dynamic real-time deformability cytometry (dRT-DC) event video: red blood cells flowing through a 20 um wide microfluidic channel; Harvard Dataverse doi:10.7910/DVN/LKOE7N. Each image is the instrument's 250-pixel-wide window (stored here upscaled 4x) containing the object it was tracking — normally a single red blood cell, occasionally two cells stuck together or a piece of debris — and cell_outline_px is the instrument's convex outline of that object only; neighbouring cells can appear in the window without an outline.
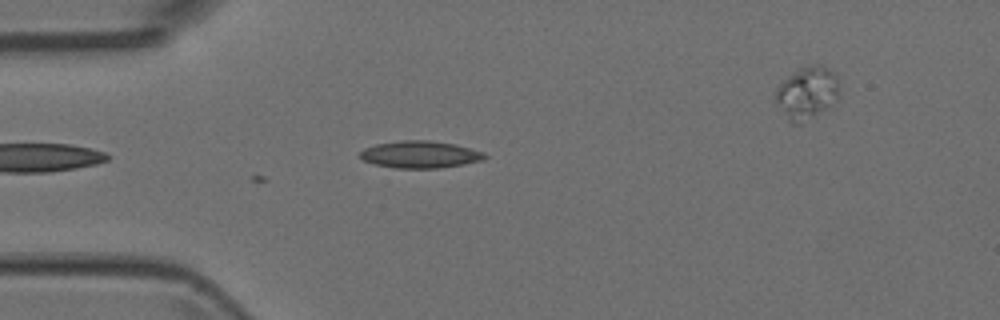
{"species": "Egyptian fruit bat (a non-hibernating species)", "species_latin": "Rousettus aegyptiacus", "temperature_condition": "room temperature", "stored_images_in_passage": 3, "segment_of_instrument_passage": [1, 2], "camera_frame_rate_fps": 3000, "um_per_image_px": 0.085, "animal": {"sex": "female"}, "frame": {"image": 1, "passage_image": 2, "time_ms": 0.333, "image_size_px": [1000, 320], "cell_outline_px": [[488, 156], [484, 160], [464, 164], [440, 168], [396, 168], [376, 164], [364, 160], [360, 156], [360, 152], [364, 148], [376, 144], [400, 140], [428, 140], [456, 144], [484, 152]], "centroid_in_image_um": [35.75, 13.12], "position_along_channel_um": 49.3, "area_um2": 19.71}}